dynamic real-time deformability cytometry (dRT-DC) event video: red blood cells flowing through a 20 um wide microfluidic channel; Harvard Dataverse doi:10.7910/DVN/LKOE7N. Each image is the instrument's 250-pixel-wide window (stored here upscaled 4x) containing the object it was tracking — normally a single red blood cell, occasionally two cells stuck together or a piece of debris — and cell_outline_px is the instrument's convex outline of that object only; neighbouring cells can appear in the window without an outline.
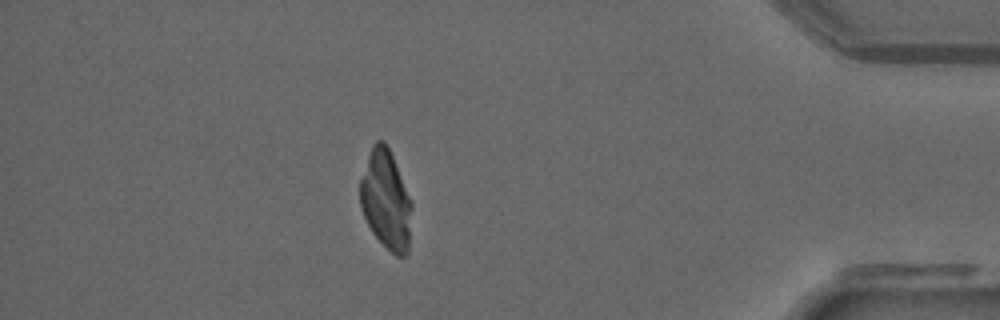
{"species": "common noctule bat (a hibernating species)", "species_latin": "Nyctalus noctula", "temperature_condition": "warm", "stored_images_in_passage": 49, "camera_frame_rate_fps": 3000, "um_per_image_px": 0.085, "animal": {"sex": "male", "forearm_length_mm": 52.5}, "frame": {"image": 1, "passage_image": 43, "time_ms": 14.0, "image_size_px": [1000, 320], "cell_outline_px": [[412, 208], [408, 256], [396, 256], [372, 232], [360, 208], [360, 180], [372, 144], [376, 140], [384, 140], [392, 156], [412, 200]], "centroid_in_image_um": [32.82, 17.0], "position_along_channel_um": 402.4, "area_um2": 29.77}}